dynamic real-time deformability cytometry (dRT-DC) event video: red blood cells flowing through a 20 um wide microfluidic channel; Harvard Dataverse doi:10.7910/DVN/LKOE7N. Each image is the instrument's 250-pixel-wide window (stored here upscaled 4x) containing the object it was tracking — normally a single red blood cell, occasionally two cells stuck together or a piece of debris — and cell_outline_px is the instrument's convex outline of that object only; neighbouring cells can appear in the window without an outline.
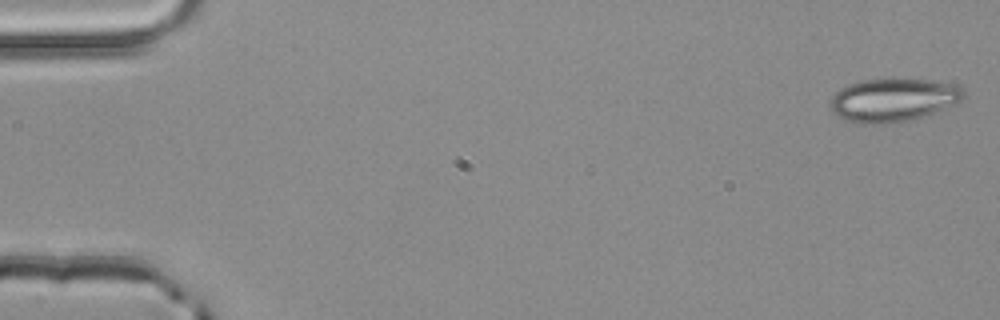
{"species": "common noctule bat (a hibernating species)", "species_latin": "Nyctalus noctula", "temperature_condition": "room temperature", "stored_images_in_passage": 51, "camera_frame_rate_fps": 3000, "um_per_image_px": 0.085, "animal": {"sex": "male", "body_mass_g": 20.4}, "frame": {"image": 1, "passage_image": 1, "time_ms": 0.0, "image_size_px": [1000, 320], "cell_outline_px": [[964, 96], [960, 100], [952, 104], [932, 112], [908, 120], [884, 124], [856, 124], [836, 116], [832, 112], [828, 104], [828, 100], [840, 88], [848, 84], [860, 80], [884, 76], [904, 76], [952, 84], [960, 88], [964, 92]], "centroid_in_image_um": [75.79, 8.45], "position_along_channel_um": 9.2, "area_um2": 34.39}}
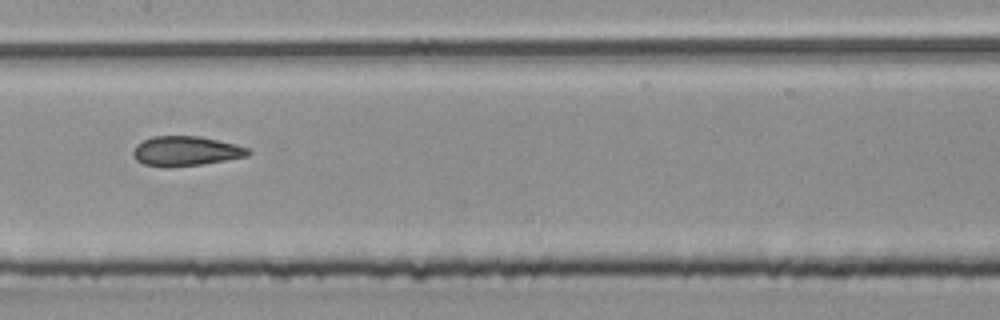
{"frame": {"image": 2, "passage_image": 26, "time_ms": 8.333, "image_size_px": [1000, 320], "cell_outline_px": [[252, 152], [248, 156], [200, 164], [168, 168], [164, 168], [144, 164], [136, 160], [132, 156], [132, 152], [136, 144], [152, 136], [200, 136], [236, 144], [248, 148]], "centroid_in_image_um": [15.76, 12.84], "position_along_channel_um": 191.6, "area_um2": 20.06}}
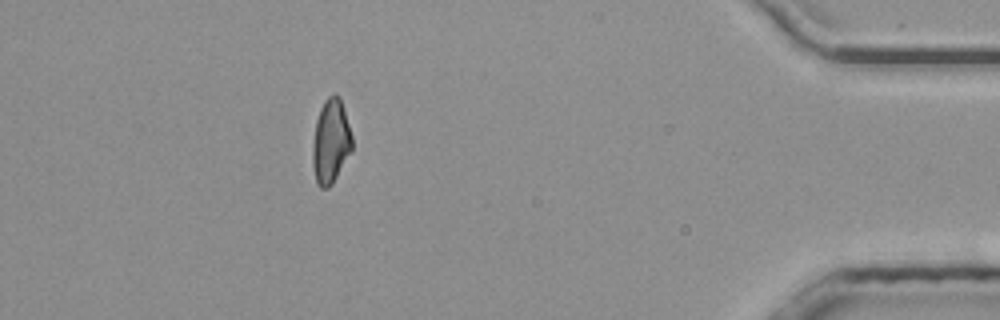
{"frame": {"image": 3, "passage_image": 46, "time_ms": 15.0, "image_size_px": [1000, 320], "cell_outline_px": [[352, 152], [332, 184], [328, 188], [320, 188], [316, 184], [312, 164], [312, 144], [316, 120], [320, 108], [324, 100], [332, 92], [336, 92], [340, 96], [352, 136]], "centroid_in_image_um": [28.11, 12.01], "position_along_channel_um": 407.1, "area_um2": 19.83}, "authors_computed_cell_mechanics": {"area_um2": 19.9988, "velocity_mm_per_s": 4.0502, "shape_relaxation_time_tau1_ms": null, "shape_relaxation_time_tau2_ms": 1.9605, "deformation_change_tau1": null, "deformation_change_tau2": 0.09}}